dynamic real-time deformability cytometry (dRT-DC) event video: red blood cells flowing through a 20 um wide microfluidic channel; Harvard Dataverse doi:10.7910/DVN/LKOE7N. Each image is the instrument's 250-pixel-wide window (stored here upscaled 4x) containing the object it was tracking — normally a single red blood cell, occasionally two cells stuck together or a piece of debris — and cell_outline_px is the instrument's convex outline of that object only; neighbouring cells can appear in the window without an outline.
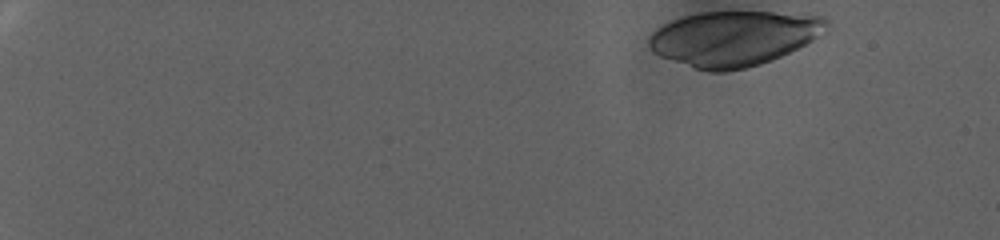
{"species": "human", "species_latin": "Homo sapiens", "temperature_condition": "warm", "stored_images_in_passage": 79, "camera_frame_rate_fps": 3000, "um_per_image_px": 0.085, "donor": {"sex": "female"}, "frame": {"image": 1, "passage_image": 1, "time_ms": 0.0, "image_size_px": [1000, 240], "cell_outline_px": [[828, 32], [772, 60], [760, 64], [744, 68], [724, 72], [708, 72], [660, 56], [652, 52], [648, 44], [648, 36], [656, 28], [672, 20], [684, 16], [700, 12], [772, 12], [824, 16], [828, 20]], "centroid_in_image_um": [62.37, 3.25], "position_along_channel_um": 22.6, "area_um2": 56.93}}